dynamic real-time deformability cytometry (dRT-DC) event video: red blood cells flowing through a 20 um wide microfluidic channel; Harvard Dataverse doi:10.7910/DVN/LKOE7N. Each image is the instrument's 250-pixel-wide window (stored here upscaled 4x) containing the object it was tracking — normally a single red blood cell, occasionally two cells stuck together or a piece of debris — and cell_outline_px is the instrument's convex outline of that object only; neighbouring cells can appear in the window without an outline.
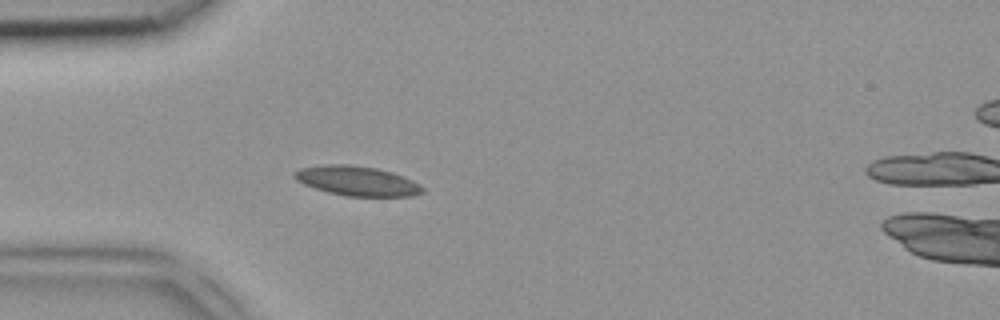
{"species": "common noctule bat (a hibernating species)", "species_latin": "Nyctalus noctula", "temperature_condition": "room temperature", "stored_images_in_passage": 37, "camera_frame_rate_fps": 3000, "um_per_image_px": 0.085, "animal": {"sex": "female", "body_mass_g": 18.4}, "frame": {"image": 1, "passage_image": 5, "time_ms": 1.333, "image_size_px": [1000, 320], "cell_outline_px": [[424, 192], [412, 196], [344, 196], [328, 192], [304, 184], [296, 180], [292, 176], [292, 172], [300, 168], [324, 164], [352, 164], [376, 168], [392, 172], [404, 176], [420, 184], [424, 188]], "centroid_in_image_um": [30.34, 15.37], "position_along_channel_um": 54.7, "area_um2": 22.31}}
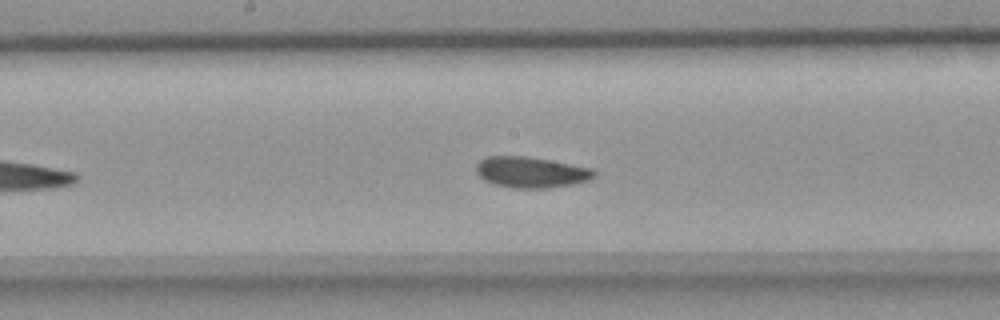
{"frame": {"image": 2, "passage_image": 16, "time_ms": 5.0, "image_size_px": [1000, 320], "cell_outline_px": [[596, 176], [588, 180], [576, 184], [548, 188], [512, 188], [492, 184], [484, 180], [476, 172], [476, 164], [484, 156], [528, 156], [592, 168], [596, 172]], "centroid_in_image_um": [45.13, 14.64], "position_along_channel_um": 203.1, "area_um2": 21.5}}
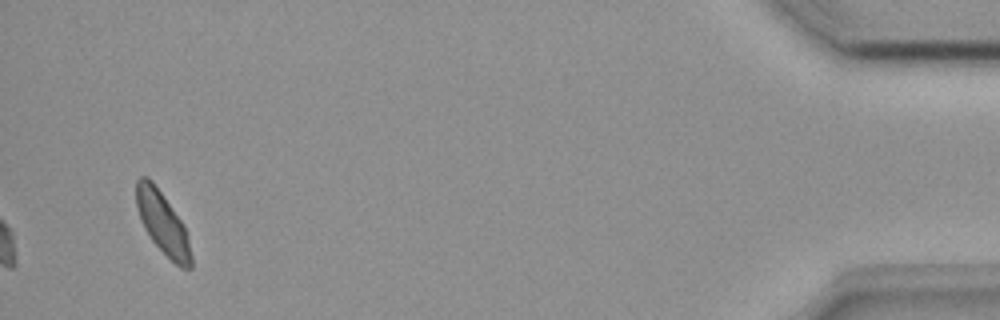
{"frame": {"image": 3, "passage_image": 37, "time_ms": 12.0, "image_size_px": [1000, 320], "cell_outline_px": [[192, 268], [180, 268], [152, 240], [144, 228], [136, 208], [136, 180], [140, 176], [148, 176], [152, 180], [184, 224], [188, 236], [192, 256]], "centroid_in_image_um": [13.83, 18.94], "position_along_channel_um": 421.4, "area_um2": 19.83}}